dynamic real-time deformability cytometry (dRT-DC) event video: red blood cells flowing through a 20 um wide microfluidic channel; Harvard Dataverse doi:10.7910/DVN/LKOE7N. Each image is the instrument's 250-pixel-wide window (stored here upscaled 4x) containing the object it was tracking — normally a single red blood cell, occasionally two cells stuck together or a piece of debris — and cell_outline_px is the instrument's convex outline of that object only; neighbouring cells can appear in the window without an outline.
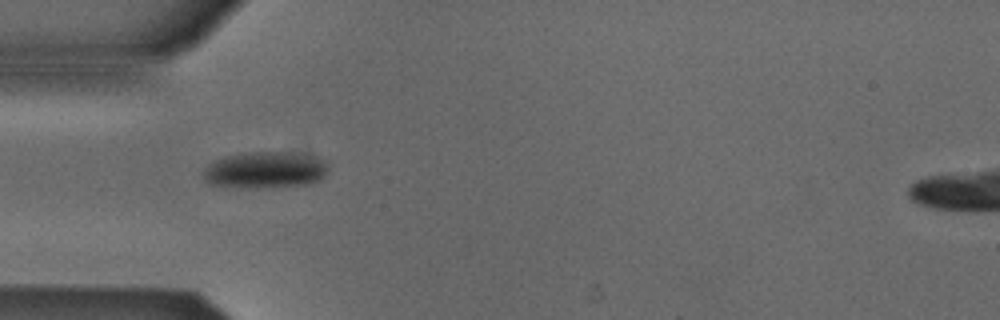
{"species": "Egyptian fruit bat (a non-hibernating species)", "species_latin": "Rousettus aegyptiacus", "temperature_condition": "cold", "stored_images_in_passage": 39, "camera_frame_rate_fps": 3000, "um_per_image_px": 0.085, "animal": {"sex": "male"}, "frame": {"image": 1, "passage_image": 4, "time_ms": 1.0, "image_size_px": [1000, 320], "cell_outline_px": [[328, 168], [324, 176], [320, 180], [308, 184], [248, 188], [240, 188], [208, 184], [204, 180], [204, 168], [208, 164], [224, 156], [252, 152], [280, 152], [312, 156], [324, 160], [328, 164]], "centroid_in_image_um": [22.51, 14.46], "position_along_channel_um": 62.5, "area_um2": 26.47}}
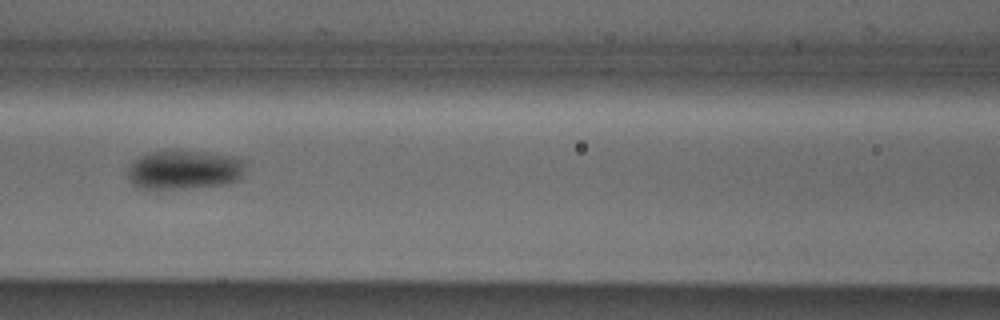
{"frame": {"image": 2, "passage_image": 11, "time_ms": 3.333, "image_size_px": [1000, 320], "cell_outline_px": [[244, 172], [236, 180], [228, 184], [184, 188], [140, 188], [132, 184], [128, 180], [128, 176], [132, 164], [140, 156], [148, 152], [204, 152], [232, 156], [244, 160]], "centroid_in_image_um": [15.68, 14.45], "position_along_channel_um": 150.9, "area_um2": 26.18}}
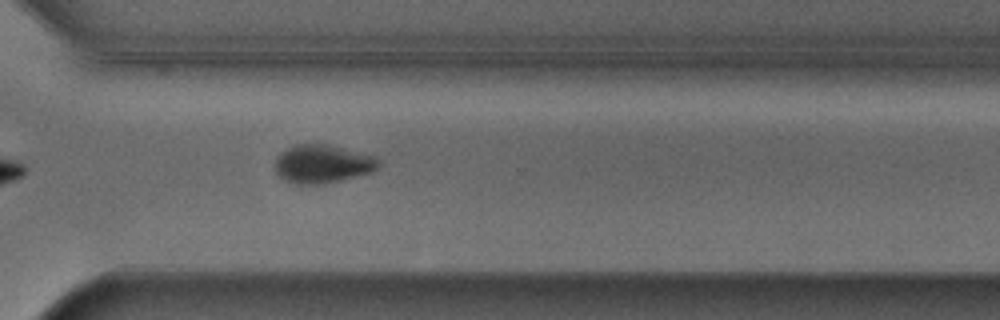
{"frame": {"image": 3, "passage_image": 26, "time_ms": 8.333, "image_size_px": [1000, 320], "cell_outline_px": [[380, 168], [372, 172], [324, 184], [296, 184], [284, 180], [276, 172], [276, 160], [280, 152], [296, 144], [324, 144], [376, 156], [380, 160]], "centroid_in_image_um": [27.44, 13.94], "position_along_channel_um": 343.2, "area_um2": 23.06}}